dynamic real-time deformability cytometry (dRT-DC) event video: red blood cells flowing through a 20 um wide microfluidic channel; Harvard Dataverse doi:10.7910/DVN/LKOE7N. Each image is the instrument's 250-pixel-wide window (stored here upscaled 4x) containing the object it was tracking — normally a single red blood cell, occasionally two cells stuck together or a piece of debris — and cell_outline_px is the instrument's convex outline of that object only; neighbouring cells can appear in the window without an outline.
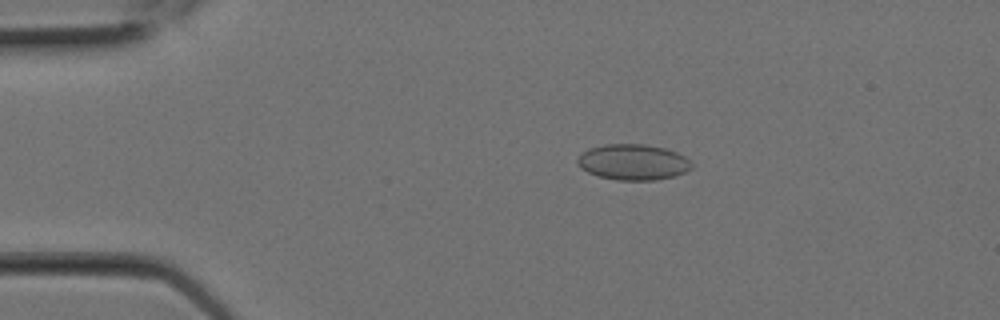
{"species": "Egyptian fruit bat (a non-hibernating species)", "species_latin": "Rousettus aegyptiacus", "temperature_condition": "room temperature", "stored_images_in_passage": 14, "camera_frame_rate_fps": 3000, "um_per_image_px": 0.085, "animal": {"sex": "female"}, "frame": {"image": 1, "passage_image": 3, "time_ms": 0.667, "image_size_px": [1000, 320], "cell_outline_px": [[692, 168], [676, 176], [656, 180], [616, 180], [600, 176], [588, 172], [580, 168], [576, 160], [588, 148], [604, 144], [644, 144], [664, 148], [676, 152], [684, 156], [692, 164]], "centroid_in_image_um": [53.81, 13.78], "position_along_channel_um": 31.2, "area_um2": 23.76}}
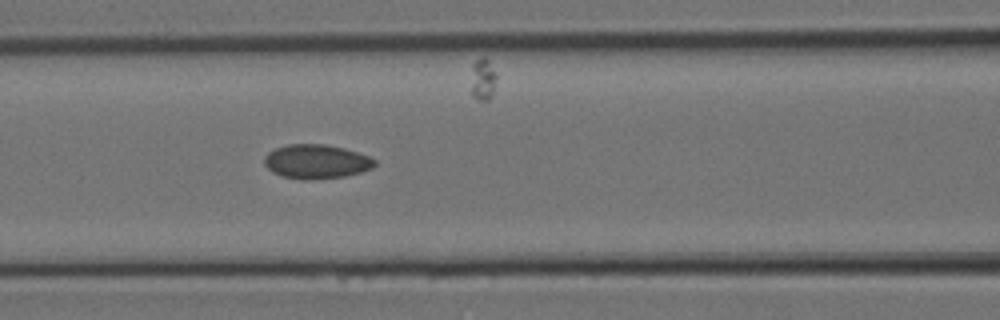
{"frame": {"image": 2, "passage_image": 8, "time_ms": 2.333, "image_size_px": [1000, 320], "cell_outline_px": [[376, 164], [372, 168], [360, 172], [344, 176], [312, 180], [304, 180], [280, 176], [272, 172], [264, 164], [264, 156], [268, 152], [276, 148], [288, 144], [324, 144], [344, 148], [368, 156], [376, 160]], "centroid_in_image_um": [26.86, 13.74], "position_along_channel_um": 139.7, "area_um2": 22.02}}
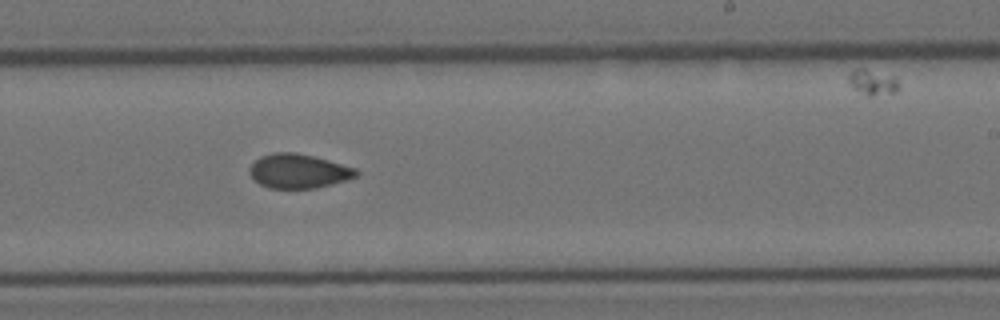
{"frame": {"image": 3, "passage_image": 12, "time_ms": 3.667, "image_size_px": [1000, 320], "cell_outline_px": [[360, 172], [356, 176], [332, 184], [316, 188], [268, 188], [260, 184], [248, 172], [248, 168], [260, 156], [272, 152], [296, 152], [328, 160], [356, 168]], "centroid_in_image_um": [25.35, 14.53], "position_along_channel_um": 263.6, "area_um2": 21.21}}